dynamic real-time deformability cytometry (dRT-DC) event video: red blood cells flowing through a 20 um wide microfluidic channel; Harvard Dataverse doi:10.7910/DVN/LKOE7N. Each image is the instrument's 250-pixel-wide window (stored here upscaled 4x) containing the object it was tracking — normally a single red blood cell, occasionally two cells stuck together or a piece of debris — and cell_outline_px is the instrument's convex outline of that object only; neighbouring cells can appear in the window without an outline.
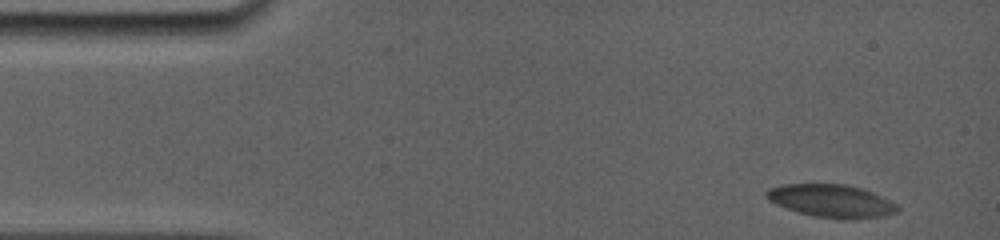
{"species": "common noctule bat (a hibernating species)", "species_latin": "Nyctalus noctula", "temperature_condition": "room temperature", "stored_images_in_passage": 4, "camera_frame_rate_fps": 5000, "um_per_image_px": 0.085, "animal": {"sex": "female", "body_mass_g": 19.0, "forearm_length_mm": 56.7}, "frame": {"image": 1, "passage_image": 1, "time_ms": 0.0, "image_size_px": [1000, 240], "cell_outline_px": [[900, 208], [896, 212], [880, 216], [852, 220], [840, 220], [812, 216], [776, 204], [768, 200], [764, 196], [764, 192], [768, 188], [784, 184], [844, 184], [860, 188], [872, 192], [896, 204]], "centroid_in_image_um": [70.63, 17.08], "position_along_channel_um": 14.4, "area_um2": 25.09}}
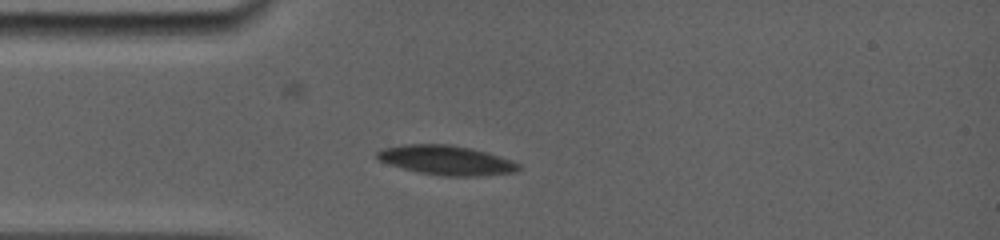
{"frame": {"image": 2, "passage_image": 4, "time_ms": 3.2, "image_size_px": [1000, 240], "cell_outline_px": [[520, 168], [516, 172], [480, 176], [444, 176], [420, 172], [404, 168], [380, 160], [376, 156], [376, 152], [384, 148], [404, 144], [452, 144], [484, 152], [512, 160], [520, 164]], "centroid_in_image_um": [37.97, 13.61], "position_along_channel_um": 47.0, "area_um2": 23.93}}